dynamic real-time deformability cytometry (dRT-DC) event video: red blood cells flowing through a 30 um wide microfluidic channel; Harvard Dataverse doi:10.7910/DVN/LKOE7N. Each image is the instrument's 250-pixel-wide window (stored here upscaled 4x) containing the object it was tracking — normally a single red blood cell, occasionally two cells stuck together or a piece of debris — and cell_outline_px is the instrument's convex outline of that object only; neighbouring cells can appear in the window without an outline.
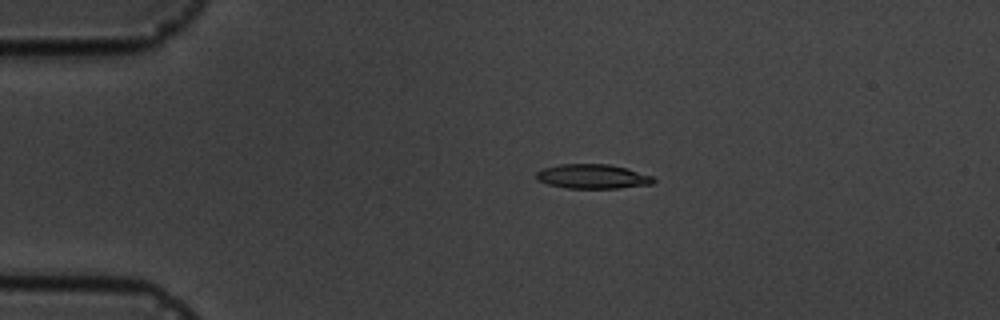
{"species": "common noctule bat (a hibernating species)", "species_latin": "Nyctalus noctula", "temperature_condition": "cold", "stored_images_in_passage": 4, "camera_frame_rate_fps": 3000, "um_per_image_px": 0.085, "animal": {"sex": "male", "body_mass_g": 19.5, "forearm_length_mm": 54.6}, "frame": {"image": 1, "passage_image": 2, "time_ms": 2.0, "image_size_px": [1000, 320], "cell_outline_px": [[656, 180], [652, 184], [620, 188], [568, 188], [548, 184], [536, 180], [536, 172], [544, 168], [560, 164], [608, 164], [624, 168], [652, 176]], "centroid_in_image_um": [50.35, 15.0], "position_along_channel_um": 34.7, "area_um2": 16.53}}
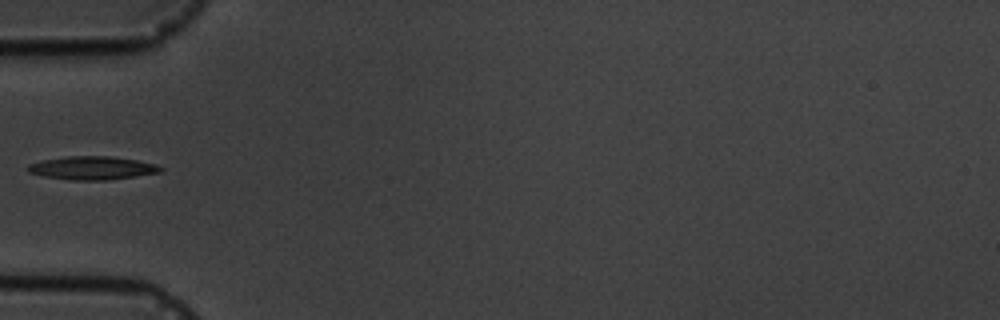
{"frame": {"image": 2, "passage_image": 4, "time_ms": 4.333, "image_size_px": [1000, 320], "cell_outline_px": [[164, 168], [160, 172], [136, 176], [108, 180], [68, 180], [44, 176], [28, 172], [28, 164], [44, 160], [68, 156], [112, 156], [136, 160], [156, 164]], "centroid_in_image_um": [7.85, 14.28], "position_along_channel_um": 77.1, "area_um2": 17.98}}